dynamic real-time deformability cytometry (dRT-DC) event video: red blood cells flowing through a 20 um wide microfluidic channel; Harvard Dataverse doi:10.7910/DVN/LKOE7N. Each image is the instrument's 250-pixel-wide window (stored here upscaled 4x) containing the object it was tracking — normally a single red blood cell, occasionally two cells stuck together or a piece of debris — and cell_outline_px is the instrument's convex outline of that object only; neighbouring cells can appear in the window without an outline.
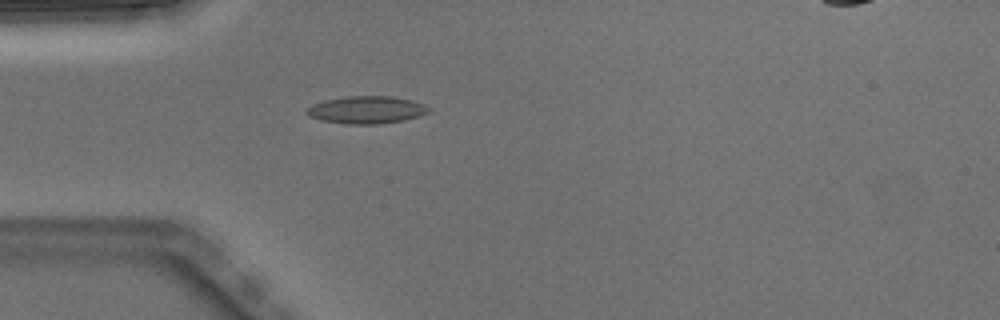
{"species": "Egyptian fruit bat (a non-hibernating species)", "species_latin": "Rousettus aegyptiacus", "temperature_condition": "warm", "stored_images_in_passage": 4, "camera_frame_rate_fps": 3000, "um_per_image_px": 0.085, "animal": {"sex": "male"}, "frame": {"image": 1, "passage_image": 4, "time_ms": 1.0, "image_size_px": [1000, 320], "cell_outline_px": [[432, 108], [428, 112], [420, 116], [404, 120], [380, 124], [344, 124], [324, 120], [308, 116], [304, 112], [304, 108], [312, 104], [324, 100], [344, 96], [392, 96], [412, 100], [424, 104]], "centroid_in_image_um": [31.14, 9.33], "position_along_channel_um": 53.9, "area_um2": 19.83}}